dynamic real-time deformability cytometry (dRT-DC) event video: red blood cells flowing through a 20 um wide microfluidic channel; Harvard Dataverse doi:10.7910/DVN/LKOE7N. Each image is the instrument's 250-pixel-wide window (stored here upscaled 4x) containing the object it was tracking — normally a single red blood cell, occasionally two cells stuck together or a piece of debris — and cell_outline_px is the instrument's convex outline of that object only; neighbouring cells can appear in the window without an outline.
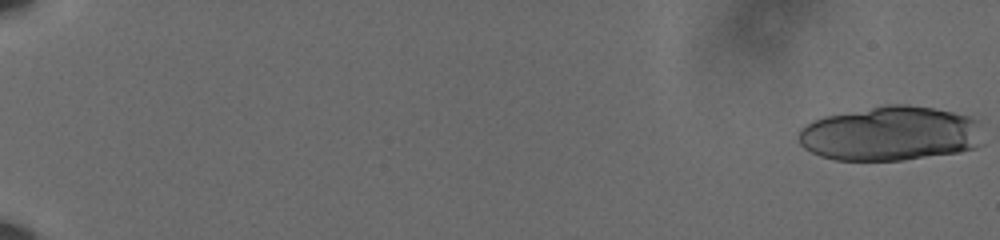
{"species": "human", "species_latin": "Homo sapiens", "temperature_condition": "cold", "stored_images_in_passage": 24, "camera_frame_rate_fps": 3000, "um_per_image_px": 0.085, "donor": {"sex": "male"}, "frame": {"image": 1, "passage_image": 1, "time_ms": 0.0, "image_size_px": [1000, 240], "cell_outline_px": [[976, 148], [960, 152], [904, 160], [836, 160], [820, 156], [804, 148], [800, 144], [800, 128], [812, 120], [824, 116], [884, 104], [908, 104], [932, 108], [952, 112], [968, 116], [976, 120]], "centroid_in_image_um": [75.58, 11.35], "position_along_channel_um": 9.4, "area_um2": 58.15}}